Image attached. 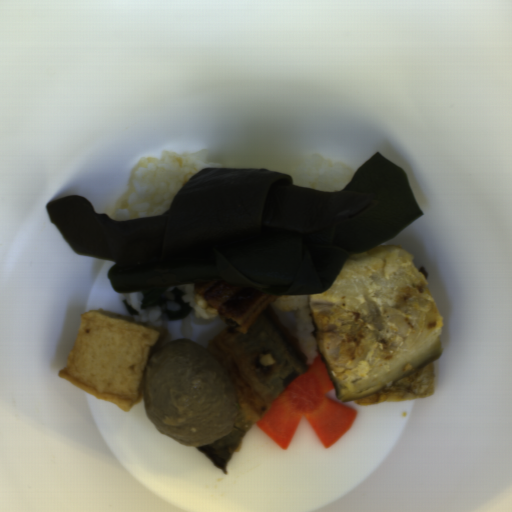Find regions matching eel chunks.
Instances as JSON below:
<instances>
[{"mask_svg":"<svg viewBox=\"0 0 512 512\" xmlns=\"http://www.w3.org/2000/svg\"><path fill=\"white\" fill-rule=\"evenodd\" d=\"M395 244L349 256L330 290L307 295L317 352L338 400L355 405L435 396L444 318L428 271Z\"/></svg>","mask_w":512,"mask_h":512,"instance_id":"eel-chunks-1","label":"eel chunks"},{"mask_svg":"<svg viewBox=\"0 0 512 512\" xmlns=\"http://www.w3.org/2000/svg\"><path fill=\"white\" fill-rule=\"evenodd\" d=\"M192 292L218 310L227 326L210 339L205 350L229 378L240 402L242 418L231 432L195 449L222 473L244 436L271 407L290 382L310 366L291 327L270 305L278 296L246 289L218 279H197Z\"/></svg>","mask_w":512,"mask_h":512,"instance_id":"eel-chunks-2","label":"eel chunks"},{"mask_svg":"<svg viewBox=\"0 0 512 512\" xmlns=\"http://www.w3.org/2000/svg\"><path fill=\"white\" fill-rule=\"evenodd\" d=\"M170 286L140 291L143 295L140 302V310L158 308L159 313L157 316V321L161 319H167L169 321H178L181 319H186L192 313L193 310V307H190V303L184 302L182 298L187 291H182L178 287H174L172 289L174 298H167L165 296V292ZM170 301H176L177 303H179L181 306V310H167L166 304L167 302Z\"/></svg>","mask_w":512,"mask_h":512,"instance_id":"eel-chunks-3","label":"eel chunks"}]
</instances>
